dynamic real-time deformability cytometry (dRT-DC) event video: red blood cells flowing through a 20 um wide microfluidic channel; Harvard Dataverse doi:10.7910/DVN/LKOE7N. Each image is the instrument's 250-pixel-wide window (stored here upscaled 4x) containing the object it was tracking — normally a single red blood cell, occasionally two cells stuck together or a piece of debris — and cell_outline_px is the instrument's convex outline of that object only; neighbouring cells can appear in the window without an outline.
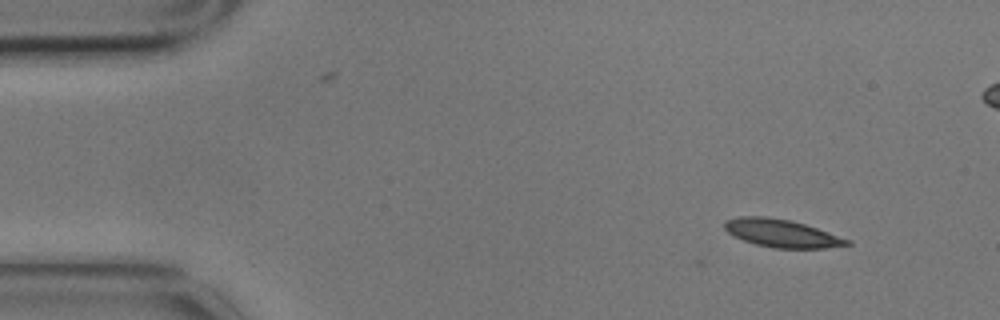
{"species": "common noctule bat (a hibernating species)", "species_latin": "Nyctalus noctula", "temperature_condition": "cold", "stored_images_in_passage": 15, "camera_frame_rate_fps": 3000, "um_per_image_px": 0.085, "animal": {"sex": "male", "body_mass_g": 17.9}, "frame": {"image": 1, "passage_image": 1, "time_ms": 0.0, "image_size_px": [1000, 320], "cell_outline_px": [[852, 244], [824, 248], [772, 248], [756, 244], [744, 240], [728, 232], [724, 228], [724, 220], [740, 216], [764, 216], [792, 220], [852, 240]], "centroid_in_image_um": [66.45, 19.82], "position_along_channel_um": 18.6, "area_um2": 19.83}}
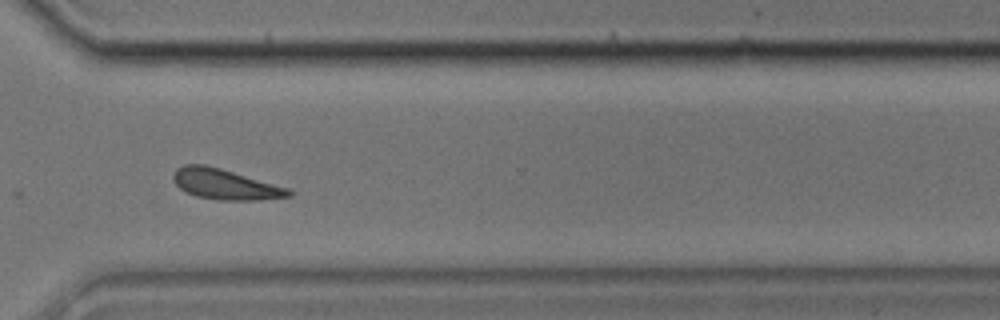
{"frame": {"image": 2, "passage_image": 11, "time_ms": 3.333, "image_size_px": [1000, 320], "cell_outline_px": [[292, 196], [256, 200], [220, 200], [196, 196], [184, 192], [176, 184], [172, 176], [176, 168], [184, 164], [204, 164], [220, 168], [288, 188], [292, 192]], "centroid_in_image_um": [19.09, 15.66], "position_along_channel_um": 351.5, "area_um2": 20.35}}
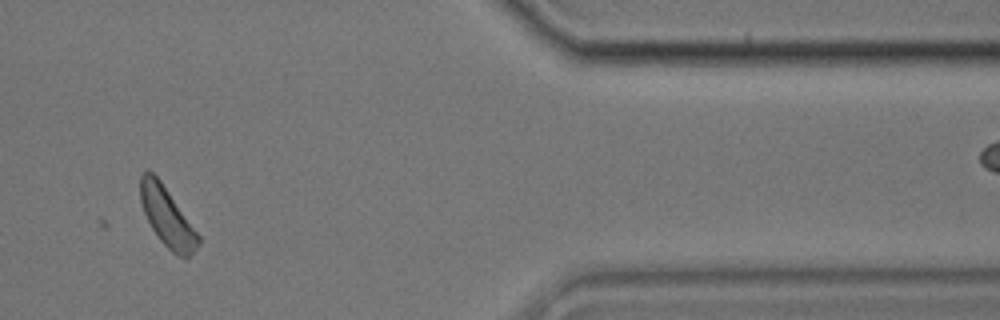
{"frame": {"image": 3, "passage_image": 12, "time_ms": 3.667, "image_size_px": [1000, 320], "cell_outline_px": [[200, 244], [188, 260], [176, 256], [160, 240], [152, 228], [144, 212], [140, 200], [140, 176], [148, 168], [160, 180], [200, 236]], "centroid_in_image_um": [14.22, 18.47], "position_along_channel_um": 397.2, "area_um2": 19.94}}